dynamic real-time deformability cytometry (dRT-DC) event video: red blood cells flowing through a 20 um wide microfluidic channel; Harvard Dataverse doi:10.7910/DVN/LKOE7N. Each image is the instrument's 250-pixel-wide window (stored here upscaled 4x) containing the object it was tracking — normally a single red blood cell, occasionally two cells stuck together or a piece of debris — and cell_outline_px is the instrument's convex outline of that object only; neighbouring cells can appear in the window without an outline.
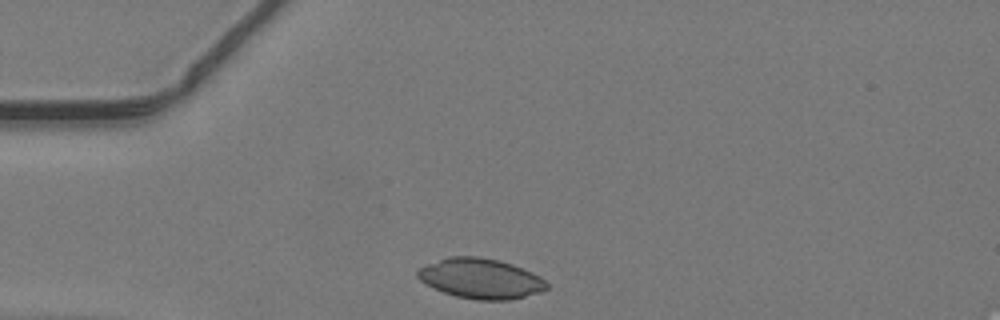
{"species": "common noctule bat (a hibernating species)", "species_latin": "Nyctalus noctula", "temperature_condition": "warm", "stored_images_in_passage": 30, "camera_frame_rate_fps": 3000, "um_per_image_px": 0.085, "animal": {"sex": "male", "body_mass_g": 19.2, "forearm_length_mm": 51.8}, "frame": {"image": 1, "passage_image": 1, "time_ms": 0.0, "image_size_px": [1000, 320], "cell_outline_px": [[548, 288], [540, 292], [508, 300], [476, 300], [456, 296], [444, 292], [420, 280], [416, 276], [416, 272], [420, 268], [428, 264], [448, 256], [480, 256], [500, 260], [512, 264], [532, 272], [540, 276], [548, 284]], "centroid_in_image_um": [40.87, 23.66], "position_along_channel_um": 44.1, "area_um2": 30.06}}
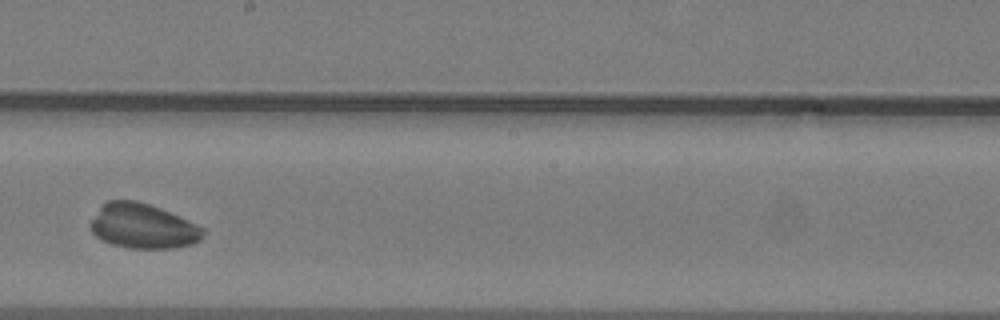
{"frame": {"image": 2, "passage_image": 16, "time_ms": 5.0, "image_size_px": [1000, 320], "cell_outline_px": [[208, 228], [200, 240], [192, 244], [172, 248], [128, 248], [112, 244], [100, 240], [92, 232], [88, 224], [100, 208], [108, 200], [136, 200], [160, 208]], "centroid_in_image_um": [12.17, 19.23], "position_along_channel_um": 236.0, "area_um2": 29.59}}
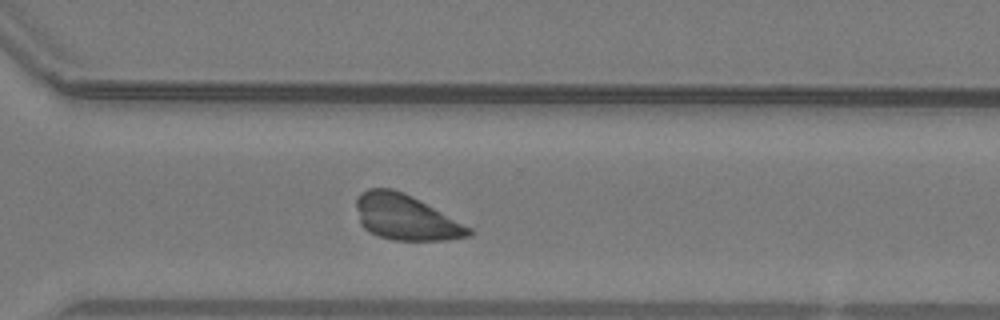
{"frame": {"image": 3, "passage_image": 23, "time_ms": 7.333, "image_size_px": [1000, 320], "cell_outline_px": [[472, 236], [448, 240], [392, 240], [376, 236], [368, 232], [360, 224], [356, 208], [356, 196], [360, 192], [368, 188], [392, 188], [404, 192], [412, 196], [472, 228]], "centroid_in_image_um": [34.45, 18.48], "position_along_channel_um": 336.2, "area_um2": 30.06}}